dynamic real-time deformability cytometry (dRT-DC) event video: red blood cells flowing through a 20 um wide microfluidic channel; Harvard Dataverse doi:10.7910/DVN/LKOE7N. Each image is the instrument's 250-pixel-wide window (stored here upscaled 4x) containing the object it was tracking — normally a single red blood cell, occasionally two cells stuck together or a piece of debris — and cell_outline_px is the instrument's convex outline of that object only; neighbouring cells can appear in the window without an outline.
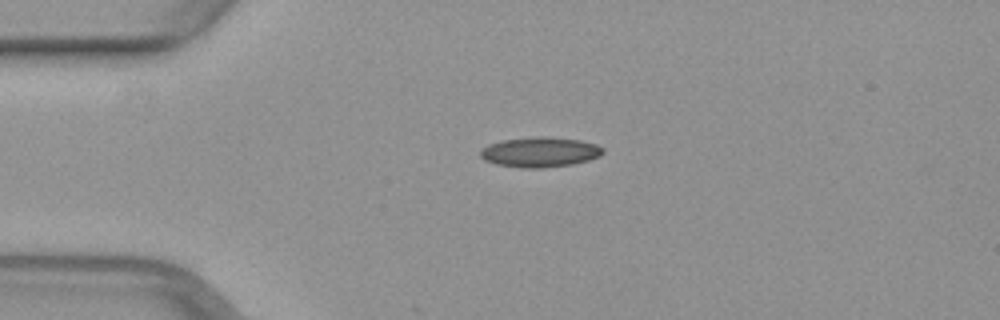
{"species": "common noctule bat (a hibernating species)", "species_latin": "Nyctalus noctula", "temperature_condition": "warm", "stored_images_in_passage": 49, "camera_frame_rate_fps": 3000, "um_per_image_px": 0.085, "animal": {"sex": "female", "body_mass_g": 29.2, "forearm_length_mm": 56.3}, "frame": {"image": 1, "passage_image": 11, "time_ms": 3.333, "image_size_px": [1000, 320], "cell_outline_px": [[604, 152], [600, 156], [588, 160], [572, 164], [544, 168], [520, 168], [496, 164], [484, 160], [480, 156], [480, 152], [488, 144], [504, 140], [540, 136], [580, 140], [596, 144], [604, 148]], "centroid_in_image_um": [45.91, 12.94], "position_along_channel_um": 39.1, "area_um2": 21.39}}
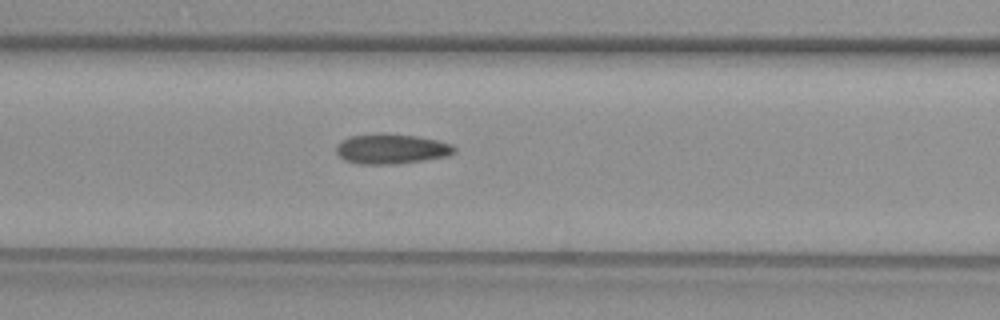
{"frame": {"image": 2, "passage_image": 20, "time_ms": 6.333, "image_size_px": [1000, 320], "cell_outline_px": [[456, 152], [448, 156], [396, 164], [356, 164], [344, 160], [336, 152], [336, 144], [340, 140], [348, 136], [416, 136], [436, 140], [452, 144], [456, 148]], "centroid_in_image_um": [33.26, 12.7], "position_along_channel_um": 133.3, "area_um2": 20.0}}
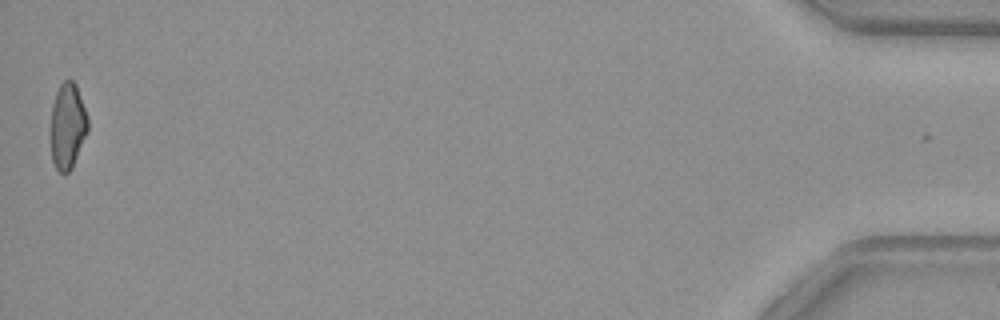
{"frame": {"image": 3, "passage_image": 49, "time_ms": 16.0, "image_size_px": [1000, 320], "cell_outline_px": [[88, 132], [72, 168], [64, 176], [56, 168], [52, 160], [52, 104], [56, 92], [60, 84], [64, 80], [72, 80], [76, 84], [88, 120]], "centroid_in_image_um": [5.76, 10.73], "position_along_channel_um": 429.4, "area_um2": 18.38}}